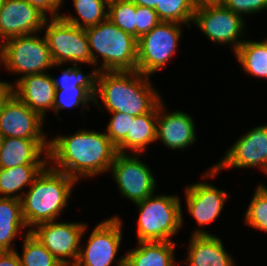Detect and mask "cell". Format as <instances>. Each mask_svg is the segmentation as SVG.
Segmentation results:
<instances>
[{"mask_svg":"<svg viewBox=\"0 0 267 266\" xmlns=\"http://www.w3.org/2000/svg\"><path fill=\"white\" fill-rule=\"evenodd\" d=\"M244 220L248 227L267 232V186L260 183L256 186Z\"/></svg>","mask_w":267,"mask_h":266,"instance_id":"cell-30","label":"cell"},{"mask_svg":"<svg viewBox=\"0 0 267 266\" xmlns=\"http://www.w3.org/2000/svg\"><path fill=\"white\" fill-rule=\"evenodd\" d=\"M110 114L112 115L105 132L111 143L117 147L130 133L131 119H135V117L120 112H111Z\"/></svg>","mask_w":267,"mask_h":266,"instance_id":"cell-33","label":"cell"},{"mask_svg":"<svg viewBox=\"0 0 267 266\" xmlns=\"http://www.w3.org/2000/svg\"><path fill=\"white\" fill-rule=\"evenodd\" d=\"M56 266H73V265L68 264V263L59 262Z\"/></svg>","mask_w":267,"mask_h":266,"instance_id":"cell-41","label":"cell"},{"mask_svg":"<svg viewBox=\"0 0 267 266\" xmlns=\"http://www.w3.org/2000/svg\"><path fill=\"white\" fill-rule=\"evenodd\" d=\"M55 91L52 75L48 72L26 75L11 87V92L44 120L47 111H53Z\"/></svg>","mask_w":267,"mask_h":266,"instance_id":"cell-18","label":"cell"},{"mask_svg":"<svg viewBox=\"0 0 267 266\" xmlns=\"http://www.w3.org/2000/svg\"><path fill=\"white\" fill-rule=\"evenodd\" d=\"M22 236V254L18 252L22 266H56L59 263L29 230Z\"/></svg>","mask_w":267,"mask_h":266,"instance_id":"cell-27","label":"cell"},{"mask_svg":"<svg viewBox=\"0 0 267 266\" xmlns=\"http://www.w3.org/2000/svg\"><path fill=\"white\" fill-rule=\"evenodd\" d=\"M187 266H235V261L216 235H191L187 245Z\"/></svg>","mask_w":267,"mask_h":266,"instance_id":"cell-20","label":"cell"},{"mask_svg":"<svg viewBox=\"0 0 267 266\" xmlns=\"http://www.w3.org/2000/svg\"><path fill=\"white\" fill-rule=\"evenodd\" d=\"M87 223L50 221L36 225L30 232L62 263L75 265Z\"/></svg>","mask_w":267,"mask_h":266,"instance_id":"cell-13","label":"cell"},{"mask_svg":"<svg viewBox=\"0 0 267 266\" xmlns=\"http://www.w3.org/2000/svg\"><path fill=\"white\" fill-rule=\"evenodd\" d=\"M259 168L267 172V124L259 125L236 140L212 168L202 175L209 179L224 169Z\"/></svg>","mask_w":267,"mask_h":266,"instance_id":"cell-10","label":"cell"},{"mask_svg":"<svg viewBox=\"0 0 267 266\" xmlns=\"http://www.w3.org/2000/svg\"><path fill=\"white\" fill-rule=\"evenodd\" d=\"M4 2H5V0H0V8L3 6Z\"/></svg>","mask_w":267,"mask_h":266,"instance_id":"cell-43","label":"cell"},{"mask_svg":"<svg viewBox=\"0 0 267 266\" xmlns=\"http://www.w3.org/2000/svg\"><path fill=\"white\" fill-rule=\"evenodd\" d=\"M25 228L27 231L22 217L21 200L0 197V252L15 251L13 240L19 238Z\"/></svg>","mask_w":267,"mask_h":266,"instance_id":"cell-23","label":"cell"},{"mask_svg":"<svg viewBox=\"0 0 267 266\" xmlns=\"http://www.w3.org/2000/svg\"><path fill=\"white\" fill-rule=\"evenodd\" d=\"M0 266H22L17 250L0 252Z\"/></svg>","mask_w":267,"mask_h":266,"instance_id":"cell-37","label":"cell"},{"mask_svg":"<svg viewBox=\"0 0 267 266\" xmlns=\"http://www.w3.org/2000/svg\"><path fill=\"white\" fill-rule=\"evenodd\" d=\"M158 106L150 113L131 119L130 133L116 147L119 153L144 154L156 141Z\"/></svg>","mask_w":267,"mask_h":266,"instance_id":"cell-21","label":"cell"},{"mask_svg":"<svg viewBox=\"0 0 267 266\" xmlns=\"http://www.w3.org/2000/svg\"><path fill=\"white\" fill-rule=\"evenodd\" d=\"M234 55L244 73L267 79V38L261 41L245 40Z\"/></svg>","mask_w":267,"mask_h":266,"instance_id":"cell-25","label":"cell"},{"mask_svg":"<svg viewBox=\"0 0 267 266\" xmlns=\"http://www.w3.org/2000/svg\"><path fill=\"white\" fill-rule=\"evenodd\" d=\"M108 18L118 28L136 38V5L131 0L109 2Z\"/></svg>","mask_w":267,"mask_h":266,"instance_id":"cell-31","label":"cell"},{"mask_svg":"<svg viewBox=\"0 0 267 266\" xmlns=\"http://www.w3.org/2000/svg\"><path fill=\"white\" fill-rule=\"evenodd\" d=\"M150 79L136 70L98 72L93 103L101 112L99 98L109 113L120 112L134 117L150 113L163 99Z\"/></svg>","mask_w":267,"mask_h":266,"instance_id":"cell-2","label":"cell"},{"mask_svg":"<svg viewBox=\"0 0 267 266\" xmlns=\"http://www.w3.org/2000/svg\"><path fill=\"white\" fill-rule=\"evenodd\" d=\"M221 3L242 17L267 10V0H222Z\"/></svg>","mask_w":267,"mask_h":266,"instance_id":"cell-35","label":"cell"},{"mask_svg":"<svg viewBox=\"0 0 267 266\" xmlns=\"http://www.w3.org/2000/svg\"><path fill=\"white\" fill-rule=\"evenodd\" d=\"M31 6L38 9L47 18L60 17L59 10L61 9L64 0H26ZM50 17H48L49 15Z\"/></svg>","mask_w":267,"mask_h":266,"instance_id":"cell-36","label":"cell"},{"mask_svg":"<svg viewBox=\"0 0 267 266\" xmlns=\"http://www.w3.org/2000/svg\"><path fill=\"white\" fill-rule=\"evenodd\" d=\"M195 9L193 0H159L154 10L161 21L185 24L191 28Z\"/></svg>","mask_w":267,"mask_h":266,"instance_id":"cell-28","label":"cell"},{"mask_svg":"<svg viewBox=\"0 0 267 266\" xmlns=\"http://www.w3.org/2000/svg\"><path fill=\"white\" fill-rule=\"evenodd\" d=\"M77 183L74 178L47 164L21 199L22 217L29 231L38 224L56 221L69 204Z\"/></svg>","mask_w":267,"mask_h":266,"instance_id":"cell-3","label":"cell"},{"mask_svg":"<svg viewBox=\"0 0 267 266\" xmlns=\"http://www.w3.org/2000/svg\"><path fill=\"white\" fill-rule=\"evenodd\" d=\"M98 70H94L88 74H84L81 70V66L72 64L71 67L67 69H62V75L57 79L52 75V79L56 90H64V88L69 87H83L85 88L93 97L96 92V82H97Z\"/></svg>","mask_w":267,"mask_h":266,"instance_id":"cell-29","label":"cell"},{"mask_svg":"<svg viewBox=\"0 0 267 266\" xmlns=\"http://www.w3.org/2000/svg\"><path fill=\"white\" fill-rule=\"evenodd\" d=\"M47 19L26 0H5L0 8V45L11 37L41 34Z\"/></svg>","mask_w":267,"mask_h":266,"instance_id":"cell-16","label":"cell"},{"mask_svg":"<svg viewBox=\"0 0 267 266\" xmlns=\"http://www.w3.org/2000/svg\"><path fill=\"white\" fill-rule=\"evenodd\" d=\"M116 153L105 131L79 129L49 139L48 164L78 182L110 171Z\"/></svg>","mask_w":267,"mask_h":266,"instance_id":"cell-1","label":"cell"},{"mask_svg":"<svg viewBox=\"0 0 267 266\" xmlns=\"http://www.w3.org/2000/svg\"><path fill=\"white\" fill-rule=\"evenodd\" d=\"M85 32L92 66L98 72L136 70L138 45L135 37L118 28L109 18L96 26L86 28ZM98 55L102 58L101 63Z\"/></svg>","mask_w":267,"mask_h":266,"instance_id":"cell-4","label":"cell"},{"mask_svg":"<svg viewBox=\"0 0 267 266\" xmlns=\"http://www.w3.org/2000/svg\"><path fill=\"white\" fill-rule=\"evenodd\" d=\"M18 76L12 87L26 75L43 74L54 67L47 41L38 33L11 37L0 45V66Z\"/></svg>","mask_w":267,"mask_h":266,"instance_id":"cell-6","label":"cell"},{"mask_svg":"<svg viewBox=\"0 0 267 266\" xmlns=\"http://www.w3.org/2000/svg\"><path fill=\"white\" fill-rule=\"evenodd\" d=\"M137 205V242L173 241L171 237L184 225L181 200L178 195L155 193Z\"/></svg>","mask_w":267,"mask_h":266,"instance_id":"cell-5","label":"cell"},{"mask_svg":"<svg viewBox=\"0 0 267 266\" xmlns=\"http://www.w3.org/2000/svg\"><path fill=\"white\" fill-rule=\"evenodd\" d=\"M46 165H19L13 168H0V197L22 199L24 188L32 185L33 180Z\"/></svg>","mask_w":267,"mask_h":266,"instance_id":"cell-24","label":"cell"},{"mask_svg":"<svg viewBox=\"0 0 267 266\" xmlns=\"http://www.w3.org/2000/svg\"><path fill=\"white\" fill-rule=\"evenodd\" d=\"M192 23L212 43L230 45L233 54L245 40V17L232 12L220 3H206L196 5Z\"/></svg>","mask_w":267,"mask_h":266,"instance_id":"cell-9","label":"cell"},{"mask_svg":"<svg viewBox=\"0 0 267 266\" xmlns=\"http://www.w3.org/2000/svg\"><path fill=\"white\" fill-rule=\"evenodd\" d=\"M10 92L9 82L0 80V104Z\"/></svg>","mask_w":267,"mask_h":266,"instance_id":"cell-38","label":"cell"},{"mask_svg":"<svg viewBox=\"0 0 267 266\" xmlns=\"http://www.w3.org/2000/svg\"><path fill=\"white\" fill-rule=\"evenodd\" d=\"M193 2L196 5H199V4H206V3H219V0H193Z\"/></svg>","mask_w":267,"mask_h":266,"instance_id":"cell-40","label":"cell"},{"mask_svg":"<svg viewBox=\"0 0 267 266\" xmlns=\"http://www.w3.org/2000/svg\"><path fill=\"white\" fill-rule=\"evenodd\" d=\"M125 254V266H174V241L137 242Z\"/></svg>","mask_w":267,"mask_h":266,"instance_id":"cell-22","label":"cell"},{"mask_svg":"<svg viewBox=\"0 0 267 266\" xmlns=\"http://www.w3.org/2000/svg\"><path fill=\"white\" fill-rule=\"evenodd\" d=\"M2 141H3V137H2V135L0 134V148H1V146H2Z\"/></svg>","mask_w":267,"mask_h":266,"instance_id":"cell-42","label":"cell"},{"mask_svg":"<svg viewBox=\"0 0 267 266\" xmlns=\"http://www.w3.org/2000/svg\"><path fill=\"white\" fill-rule=\"evenodd\" d=\"M160 22L154 9L136 5V39L151 31Z\"/></svg>","mask_w":267,"mask_h":266,"instance_id":"cell-34","label":"cell"},{"mask_svg":"<svg viewBox=\"0 0 267 266\" xmlns=\"http://www.w3.org/2000/svg\"><path fill=\"white\" fill-rule=\"evenodd\" d=\"M184 194L188 213L198 224L192 235H210V232L203 230L202 227L220 216L230 195L225 190L203 181L187 185Z\"/></svg>","mask_w":267,"mask_h":266,"instance_id":"cell-15","label":"cell"},{"mask_svg":"<svg viewBox=\"0 0 267 266\" xmlns=\"http://www.w3.org/2000/svg\"><path fill=\"white\" fill-rule=\"evenodd\" d=\"M73 6L77 13L76 17L70 13L68 15L61 14L60 17L82 29L96 26L108 18V2L106 0H73Z\"/></svg>","mask_w":267,"mask_h":266,"instance_id":"cell-26","label":"cell"},{"mask_svg":"<svg viewBox=\"0 0 267 266\" xmlns=\"http://www.w3.org/2000/svg\"><path fill=\"white\" fill-rule=\"evenodd\" d=\"M164 101L158 105L156 142L159 140L169 149L185 150L196 143L194 119L183 111L167 112Z\"/></svg>","mask_w":267,"mask_h":266,"instance_id":"cell-17","label":"cell"},{"mask_svg":"<svg viewBox=\"0 0 267 266\" xmlns=\"http://www.w3.org/2000/svg\"><path fill=\"white\" fill-rule=\"evenodd\" d=\"M48 150L49 139L3 138L0 148V168L47 165Z\"/></svg>","mask_w":267,"mask_h":266,"instance_id":"cell-19","label":"cell"},{"mask_svg":"<svg viewBox=\"0 0 267 266\" xmlns=\"http://www.w3.org/2000/svg\"><path fill=\"white\" fill-rule=\"evenodd\" d=\"M94 102V97L83 87H69L64 90H56L53 104V111L56 116L59 117L60 109L74 108L81 106V110L84 111L88 103Z\"/></svg>","mask_w":267,"mask_h":266,"instance_id":"cell-32","label":"cell"},{"mask_svg":"<svg viewBox=\"0 0 267 266\" xmlns=\"http://www.w3.org/2000/svg\"><path fill=\"white\" fill-rule=\"evenodd\" d=\"M142 155L117 152L109 171L121 195L133 204L154 194L157 187L152 169L139 160Z\"/></svg>","mask_w":267,"mask_h":266,"instance_id":"cell-12","label":"cell"},{"mask_svg":"<svg viewBox=\"0 0 267 266\" xmlns=\"http://www.w3.org/2000/svg\"><path fill=\"white\" fill-rule=\"evenodd\" d=\"M121 220L116 215L96 224L87 244H80L79 256L74 266H111L113 262L116 266H125V255L116 259L123 235Z\"/></svg>","mask_w":267,"mask_h":266,"instance_id":"cell-11","label":"cell"},{"mask_svg":"<svg viewBox=\"0 0 267 266\" xmlns=\"http://www.w3.org/2000/svg\"><path fill=\"white\" fill-rule=\"evenodd\" d=\"M135 5L146 6L155 9L159 5V0H131Z\"/></svg>","mask_w":267,"mask_h":266,"instance_id":"cell-39","label":"cell"},{"mask_svg":"<svg viewBox=\"0 0 267 266\" xmlns=\"http://www.w3.org/2000/svg\"><path fill=\"white\" fill-rule=\"evenodd\" d=\"M42 30L50 49L54 67L64 64L92 65V56L85 29L64 21L61 17L48 18Z\"/></svg>","mask_w":267,"mask_h":266,"instance_id":"cell-7","label":"cell"},{"mask_svg":"<svg viewBox=\"0 0 267 266\" xmlns=\"http://www.w3.org/2000/svg\"><path fill=\"white\" fill-rule=\"evenodd\" d=\"M182 25L184 24L161 21L137 39L136 71L151 77L164 68L176 54L182 36Z\"/></svg>","mask_w":267,"mask_h":266,"instance_id":"cell-8","label":"cell"},{"mask_svg":"<svg viewBox=\"0 0 267 266\" xmlns=\"http://www.w3.org/2000/svg\"><path fill=\"white\" fill-rule=\"evenodd\" d=\"M45 121L12 92L0 104V134L3 138L47 139L43 130Z\"/></svg>","mask_w":267,"mask_h":266,"instance_id":"cell-14","label":"cell"}]
</instances>
